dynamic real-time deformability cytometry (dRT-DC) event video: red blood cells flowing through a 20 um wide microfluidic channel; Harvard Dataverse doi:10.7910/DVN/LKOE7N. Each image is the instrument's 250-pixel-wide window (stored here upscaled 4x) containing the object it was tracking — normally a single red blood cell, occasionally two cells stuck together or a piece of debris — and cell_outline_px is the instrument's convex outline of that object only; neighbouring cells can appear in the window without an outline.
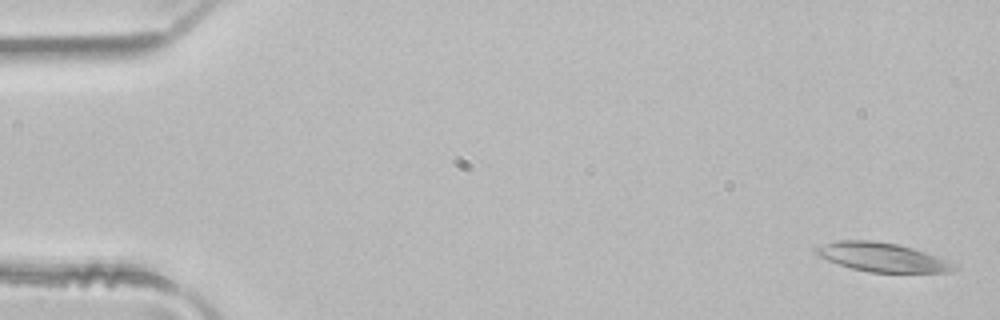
{"species": "common noctule bat (a hibernating species)", "species_latin": "Nyctalus noctula", "temperature_condition": "room temperature", "stored_images_in_passage": 5, "camera_frame_rate_fps": 3000, "um_per_image_px": 0.085, "animal": {"sex": "male", "body_mass_g": 21.5, "forearm_length_mm": 52.0}, "frame": {"image": 1, "passage_image": 1, "time_ms": 0.0, "image_size_px": [1000, 320], "cell_outline_px": [[956, 268], [952, 272], [868, 272], [852, 268], [816, 256], [816, 248], [824, 244], [836, 240], [872, 240], [900, 244], [936, 256], [944, 260]], "centroid_in_image_um": [74.92, 21.85], "position_along_channel_um": 10.1, "area_um2": 22.83}}
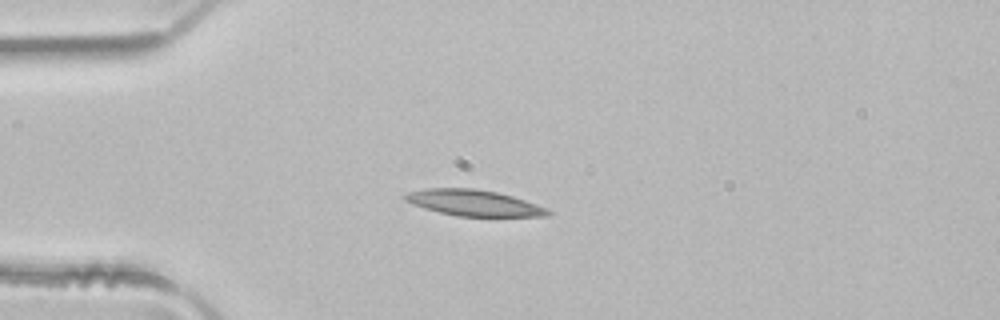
{"frame": {"image": 2, "passage_image": 4, "time_ms": 1.0, "image_size_px": [1000, 320], "cell_outline_px": [[552, 212], [548, 216], [456, 216], [424, 208], [412, 204], [404, 200], [400, 196], [408, 192], [424, 188], [472, 188], [496, 192], [512, 196], [548, 208]], "centroid_in_image_um": [40.23, 17.24], "position_along_channel_um": 44.8, "area_um2": 21.68}}